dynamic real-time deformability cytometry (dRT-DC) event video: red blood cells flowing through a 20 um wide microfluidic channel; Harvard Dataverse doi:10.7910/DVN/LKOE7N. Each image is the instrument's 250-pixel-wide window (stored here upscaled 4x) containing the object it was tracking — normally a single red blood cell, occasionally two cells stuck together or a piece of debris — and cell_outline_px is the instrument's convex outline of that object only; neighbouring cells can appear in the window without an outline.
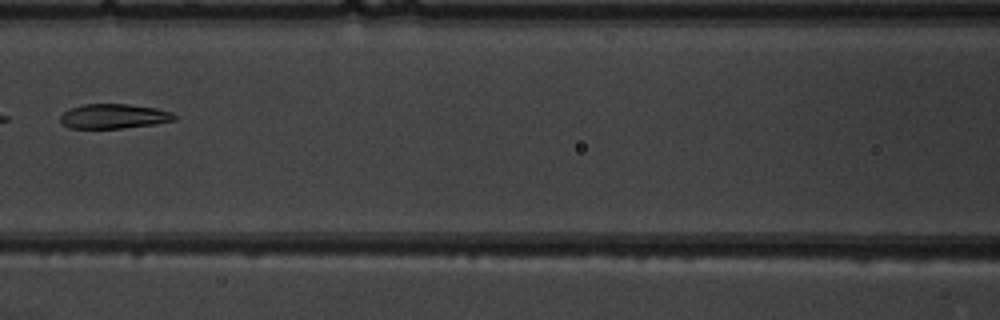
{"species": "common noctule bat (a hibernating species)", "species_latin": "Nyctalus noctula", "temperature_condition": "warm", "stored_images_in_passage": 5, "camera_frame_rate_fps": 3000, "um_per_image_px": 0.085, "animal": {"sex": "male", "body_mass_g": 19.5, "forearm_length_mm": 54.6}, "frame": {"image": 1, "passage_image": 5, "time_ms": 4.667, "image_size_px": [1000, 320], "cell_outline_px": [[176, 120], [156, 124], [124, 128], [68, 128], [60, 120], [60, 116], [64, 112], [72, 108], [84, 104], [128, 104], [156, 108], [172, 112], [176, 116]], "centroid_in_image_um": [9.71, 9.88], "position_along_channel_um": 156.9, "area_um2": 16.36}}